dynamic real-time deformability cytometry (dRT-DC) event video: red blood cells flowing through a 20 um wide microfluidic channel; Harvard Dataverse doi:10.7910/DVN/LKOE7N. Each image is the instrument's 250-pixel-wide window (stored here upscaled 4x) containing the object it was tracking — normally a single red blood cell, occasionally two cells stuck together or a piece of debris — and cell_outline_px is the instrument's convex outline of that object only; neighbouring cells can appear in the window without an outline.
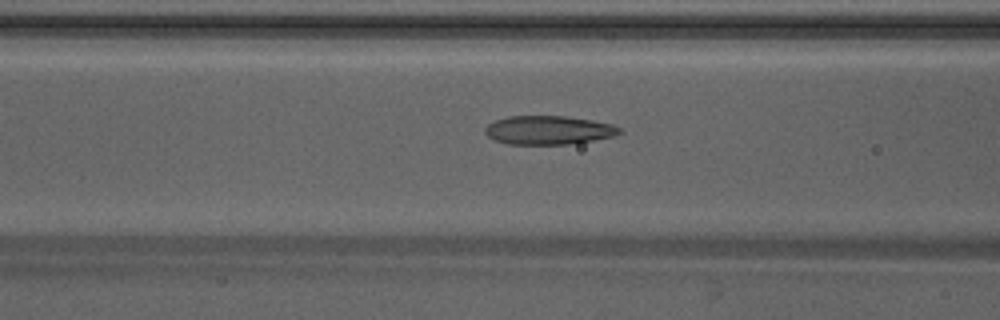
{"species": "Egyptian fruit bat (a non-hibernating species)", "species_latin": "Rousettus aegyptiacus", "temperature_condition": "warm", "stored_images_in_passage": 14, "camera_frame_rate_fps": 3000, "um_per_image_px": 0.085, "animal": {"sex": "male"}, "frame": {"image": 1, "passage_image": 6, "time_ms": 1.667, "image_size_px": [1000, 320], "cell_outline_px": [[624, 132], [612, 136], [592, 140], [568, 144], [508, 144], [492, 140], [484, 132], [484, 128], [488, 124], [496, 120], [508, 116], [564, 116], [592, 120], [612, 124], [620, 128]], "centroid_in_image_um": [46.59, 11.06], "position_along_channel_um": 120.0, "area_um2": 22.48}}
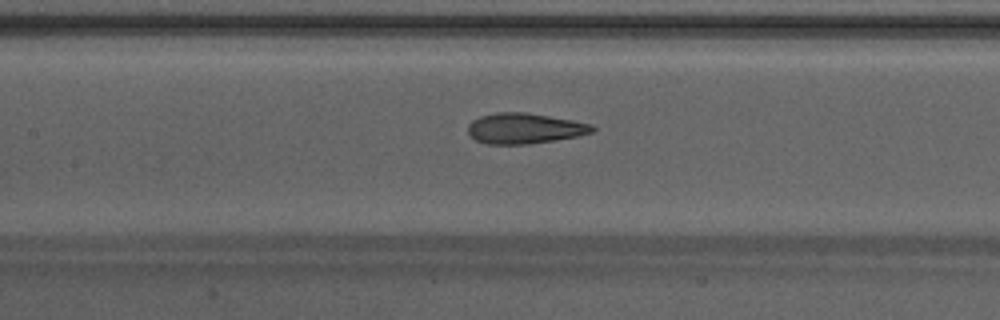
{"frame": {"image": 2, "passage_image": 9, "time_ms": 2.667, "image_size_px": [1000, 320], "cell_outline_px": [[596, 128], [592, 132], [576, 136], [528, 144], [488, 144], [476, 140], [468, 132], [468, 124], [472, 120], [480, 116], [496, 112], [524, 112], [572, 120], [592, 124]], "centroid_in_image_um": [44.56, 10.9], "position_along_channel_um": 162.8, "area_um2": 21.91}}
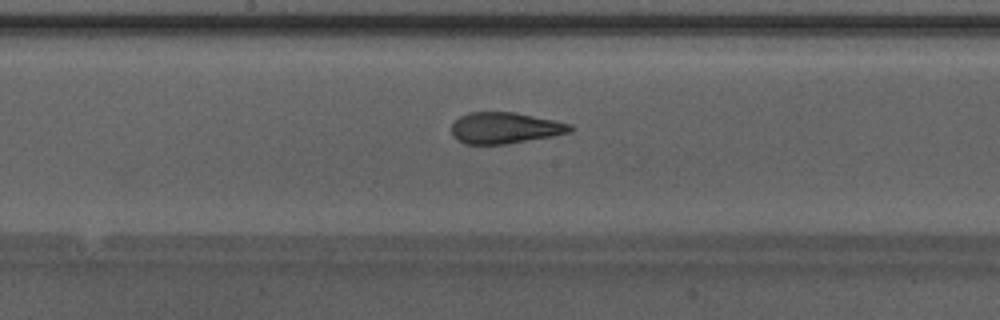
{"frame": {"image": 3, "passage_image": 12, "time_ms": 3.667, "image_size_px": [1000, 320], "cell_outline_px": [[572, 132], [552, 136], [504, 144], [464, 144], [456, 140], [452, 136], [452, 124], [460, 116], [468, 112], [516, 112], [572, 124]], "centroid_in_image_um": [42.9, 10.87], "position_along_channel_um": 205.3, "area_um2": 21.62}}